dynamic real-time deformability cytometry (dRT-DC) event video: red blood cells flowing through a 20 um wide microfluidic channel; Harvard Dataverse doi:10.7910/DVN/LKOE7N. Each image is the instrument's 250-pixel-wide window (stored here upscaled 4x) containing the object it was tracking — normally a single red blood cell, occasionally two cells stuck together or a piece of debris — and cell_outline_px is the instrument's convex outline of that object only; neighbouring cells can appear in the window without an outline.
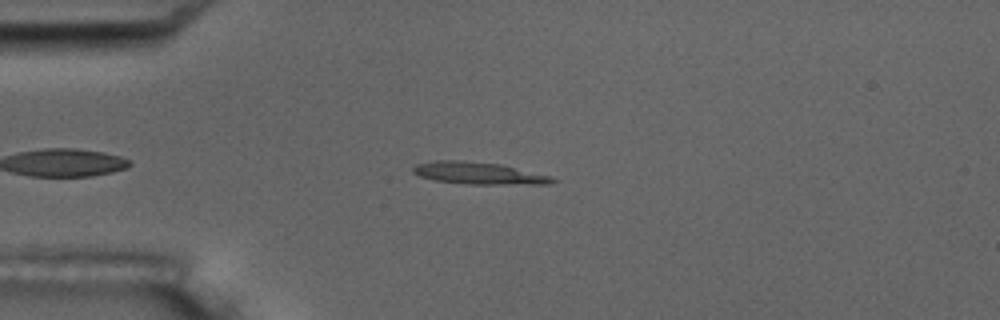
{"species": "common noctule bat (a hibernating species)", "species_latin": "Nyctalus noctula", "temperature_condition": "room temperature", "stored_images_in_passage": 6, "camera_frame_rate_fps": 3000, "um_per_image_px": 0.085, "animal": {"sex": "male", "body_mass_g": 17.5, "forearm_length_mm": 52.3}, "frame": {"image": 1, "passage_image": 3, "time_ms": 2.333, "image_size_px": [1000, 320], "cell_outline_px": [[556, 180], [548, 184], [468, 184], [436, 180], [420, 176], [412, 172], [412, 168], [416, 164], [436, 160], [464, 160], [500, 164], [552, 176]], "centroid_in_image_um": [40.67, 14.71], "position_along_channel_um": 44.3, "area_um2": 17.86}}